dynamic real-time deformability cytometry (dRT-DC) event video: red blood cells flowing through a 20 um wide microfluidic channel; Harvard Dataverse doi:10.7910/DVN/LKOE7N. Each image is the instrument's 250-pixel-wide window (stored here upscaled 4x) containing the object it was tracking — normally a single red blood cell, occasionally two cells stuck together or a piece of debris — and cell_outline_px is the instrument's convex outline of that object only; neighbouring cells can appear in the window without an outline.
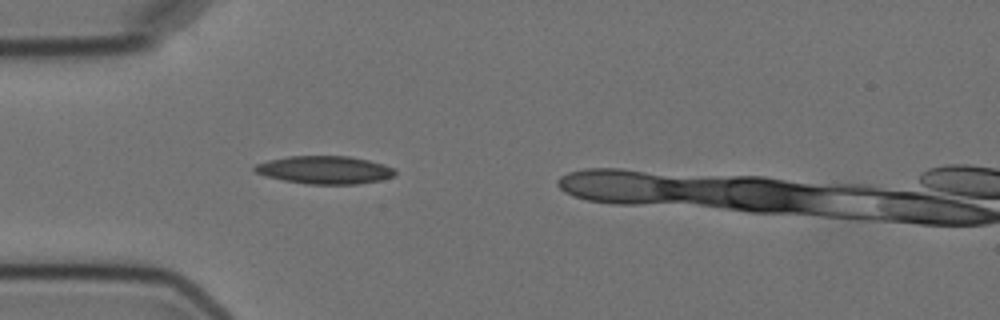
{"species": "Egyptian fruit bat (a non-hibernating species)", "species_latin": "Rousettus aegyptiacus", "temperature_condition": "cold", "stored_images_in_passage": 2, "camera_frame_rate_fps": 3000, "um_per_image_px": 0.085, "animal": {"sex": "female"}, "frame": {"image": 1, "passage_image": 1, "time_ms": 0.0, "image_size_px": [1000, 320], "cell_outline_px": [[396, 176], [380, 180], [356, 184], [308, 184], [284, 180], [264, 176], [256, 172], [252, 168], [256, 164], [268, 160], [288, 156], [348, 156], [368, 160], [384, 164], [396, 168]], "centroid_in_image_um": [27.62, 14.44], "position_along_channel_um": 57.4, "area_um2": 22.95}}